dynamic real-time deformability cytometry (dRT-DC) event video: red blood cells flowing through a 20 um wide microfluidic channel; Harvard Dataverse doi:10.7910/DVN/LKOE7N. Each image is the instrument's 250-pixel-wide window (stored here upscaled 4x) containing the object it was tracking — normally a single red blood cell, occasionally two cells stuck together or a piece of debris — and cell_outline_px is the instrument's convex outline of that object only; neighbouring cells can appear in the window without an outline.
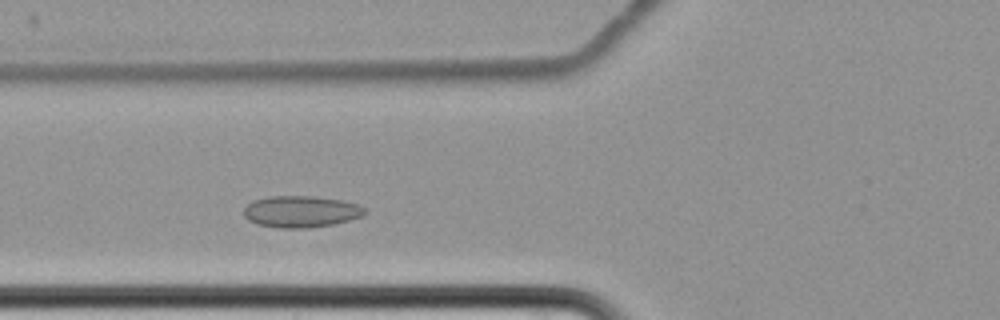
{"species": "common noctule bat (a hibernating species)", "species_latin": "Nyctalus noctula", "temperature_condition": "cold", "stored_images_in_passage": 4, "camera_frame_rate_fps": 3000, "um_per_image_px": 0.085, "animal": {"sex": "female", "body_mass_g": 22.7, "forearm_length_mm": 54.2}, "frame": {"image": 1, "passage_image": 4, "time_ms": 3.333, "image_size_px": [1000, 320], "cell_outline_px": [[368, 212], [364, 216], [332, 224], [308, 228], [276, 228], [260, 224], [248, 220], [244, 216], [244, 208], [252, 200], [268, 196], [312, 196], [344, 200], [356, 204], [364, 208]], "centroid_in_image_um": [25.58, 17.98], "position_along_channel_um": 100.2, "area_um2": 22.37}}